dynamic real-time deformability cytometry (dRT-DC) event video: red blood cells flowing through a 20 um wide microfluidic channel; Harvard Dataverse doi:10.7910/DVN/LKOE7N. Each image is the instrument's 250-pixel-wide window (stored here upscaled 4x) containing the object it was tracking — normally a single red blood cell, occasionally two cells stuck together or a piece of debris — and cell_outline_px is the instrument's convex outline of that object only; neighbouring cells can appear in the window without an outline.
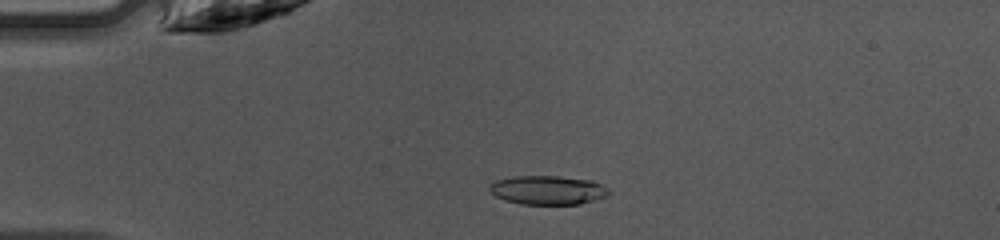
{"species": "common noctule bat (a hibernating species)", "species_latin": "Nyctalus noctula", "temperature_condition": "warm", "stored_images_in_passage": 47, "camera_frame_rate_fps": 3000, "um_per_image_px": 0.085, "animal": {"sex": "female", "body_mass_g": 10.0, "forearm_length_mm": 53.1}, "frame": {"image": 1, "passage_image": 11, "time_ms": 3.333, "image_size_px": [1000, 240], "cell_outline_px": [[612, 192], [608, 196], [580, 204], [520, 204], [504, 200], [496, 196], [488, 188], [488, 184], [496, 180], [512, 176], [560, 176], [592, 180], [600, 184]], "centroid_in_image_um": [46.55, 16.15], "position_along_channel_um": 38.4, "area_um2": 20.29}}
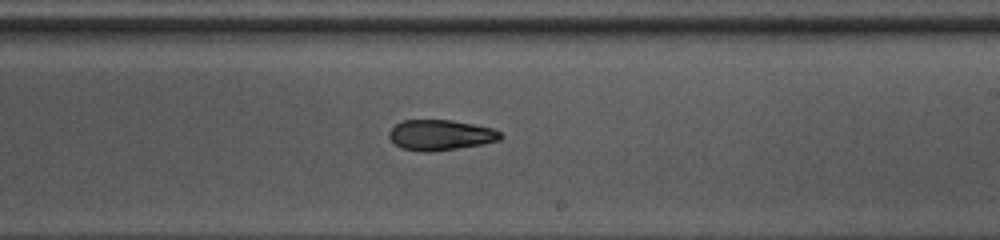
{"frame": {"image": 2, "passage_image": 28, "time_ms": 9.0, "image_size_px": [1000, 240], "cell_outline_px": [[504, 136], [500, 140], [484, 144], [432, 152], [424, 152], [400, 148], [388, 136], [388, 132], [396, 124], [404, 120], [452, 120], [492, 128], [500, 132]], "centroid_in_image_um": [37.45, 11.48], "position_along_channel_um": 251.5, "area_um2": 19.83}}
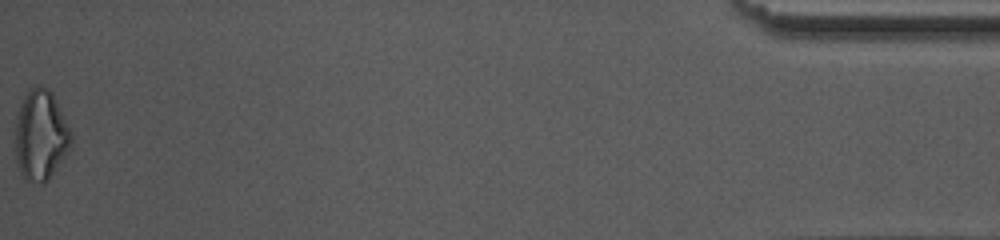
{"frame": {"image": 3, "passage_image": 47, "time_ms": 15.333, "image_size_px": [1000, 240], "cell_outline_px": [[72, 148], [48, 180], [44, 184], [40, 184], [24, 180], [16, 164], [16, 112], [28, 88], [36, 84], [40, 84], [48, 88], [52, 92], [72, 136]], "centroid_in_image_um": [3.45, 11.5], "position_along_channel_um": 431.7, "area_um2": 29.88}, "authors_computed_cell_mechanics": {"area_um2": 20.2878, "velocity_mm_per_s": 4.2866, "shape_relaxation_time_tau1_ms": 6.9264, "shape_relaxation_time_tau2_ms": 3.343, "deformation_change_tau1": 0.1842, "deformation_change_tau2": 0.1082}}